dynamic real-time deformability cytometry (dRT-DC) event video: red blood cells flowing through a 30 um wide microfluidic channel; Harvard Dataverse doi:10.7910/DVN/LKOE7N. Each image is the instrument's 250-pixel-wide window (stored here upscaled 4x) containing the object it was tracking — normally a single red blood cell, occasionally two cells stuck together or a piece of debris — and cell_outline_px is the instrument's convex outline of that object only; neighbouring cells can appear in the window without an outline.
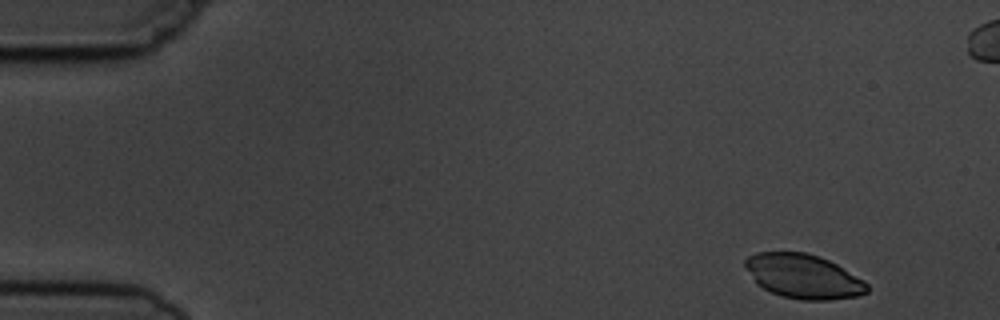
{"species": "common noctule bat (a hibernating species)", "species_latin": "Nyctalus noctula", "temperature_condition": "cold", "stored_images_in_passage": 5, "camera_frame_rate_fps": 3000, "um_per_image_px": 0.085, "animal": {"sex": "male", "body_mass_g": 19.5, "forearm_length_mm": 54.6}, "frame": {"image": 1, "passage_image": 1, "time_ms": 0.0, "image_size_px": [1000, 320], "cell_outline_px": [[868, 292], [860, 296], [828, 300], [800, 300], [780, 296], [756, 284], [744, 264], [744, 260], [748, 256], [756, 252], [804, 252], [820, 256], [836, 264], [864, 280], [868, 284]], "centroid_in_image_um": [68.29, 23.49], "position_along_channel_um": 16.7, "area_um2": 31.56}}